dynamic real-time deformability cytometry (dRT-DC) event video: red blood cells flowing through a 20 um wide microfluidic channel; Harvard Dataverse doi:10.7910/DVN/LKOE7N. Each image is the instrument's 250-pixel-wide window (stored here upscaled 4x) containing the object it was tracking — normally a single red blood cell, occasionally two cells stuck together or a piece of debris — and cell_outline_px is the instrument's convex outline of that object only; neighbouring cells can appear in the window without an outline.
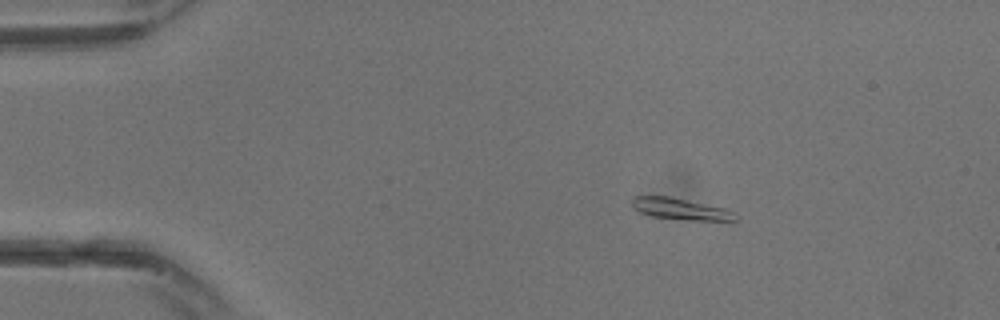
{"species": "common noctule bat (a hibernating species)", "species_latin": "Nyctalus noctula", "temperature_condition": "warm", "stored_images_in_passage": 13, "camera_frame_rate_fps": 3000, "um_per_image_px": 0.085, "animal": {"sex": "male", "body_mass_g": 13.3}, "frame": {"image": 1, "passage_image": 5, "time_ms": 1.333, "image_size_px": [1000, 320], "cell_outline_px": [[736, 220], [696, 220], [652, 216], [640, 212], [632, 204], [632, 196], [668, 196], [724, 208], [732, 212]], "centroid_in_image_um": [57.78, 17.74], "position_along_channel_um": 27.2, "area_um2": 12.37}}
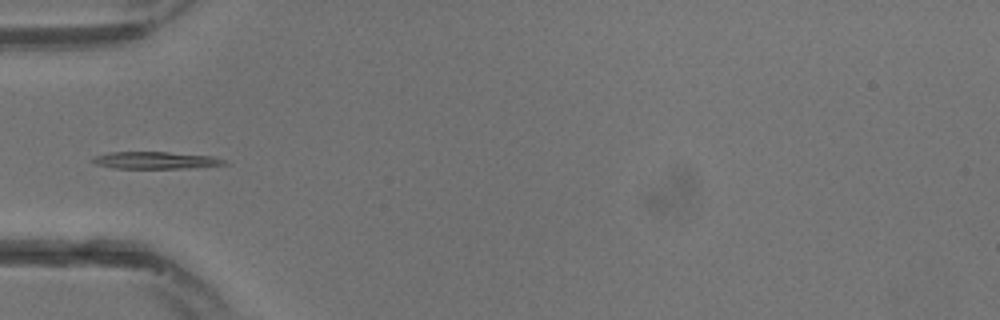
{"frame": {"image": 2, "passage_image": 10, "time_ms": 3.0, "image_size_px": [1000, 320], "cell_outline_px": [[228, 164], [188, 168], [112, 168], [96, 164], [92, 160], [92, 156], [108, 152], [168, 152], [212, 156], [224, 160]], "centroid_in_image_um": [13.17, 13.62], "position_along_channel_um": 71.8, "area_um2": 13.06}}
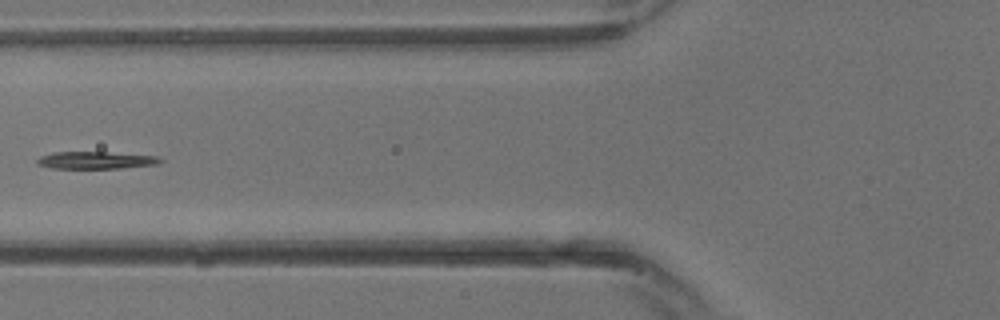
{"frame": {"image": 3, "passage_image": 12, "time_ms": 3.667, "image_size_px": [1000, 320], "cell_outline_px": [[164, 160], [160, 164], [120, 168], [52, 168], [36, 164], [36, 160], [40, 156], [52, 152], [104, 152], [156, 156]], "centroid_in_image_um": [8.13, 13.62], "position_along_channel_um": 117.7, "area_um2": 12.37}}